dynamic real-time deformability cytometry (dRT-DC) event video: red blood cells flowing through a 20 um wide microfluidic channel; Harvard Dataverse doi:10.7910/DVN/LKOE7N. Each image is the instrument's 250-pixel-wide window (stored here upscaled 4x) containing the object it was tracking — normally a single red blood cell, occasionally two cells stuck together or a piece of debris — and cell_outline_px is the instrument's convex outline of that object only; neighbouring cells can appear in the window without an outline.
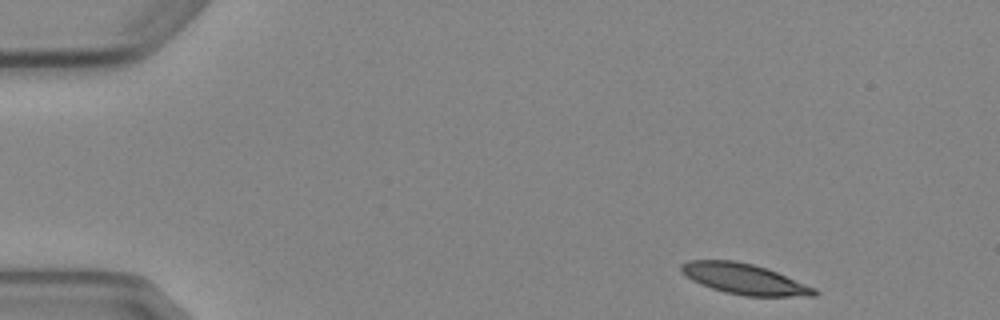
{"species": "Egyptian fruit bat (a non-hibernating species)", "species_latin": "Rousettus aegyptiacus", "temperature_condition": "cold", "stored_images_in_passage": 5, "camera_frame_rate_fps": 3000, "um_per_image_px": 0.085, "animal": {"sex": "female"}, "frame": {"image": 1, "passage_image": 1, "time_ms": 0.0, "image_size_px": [1000, 320], "cell_outline_px": [[820, 292], [816, 296], [744, 296], [724, 292], [700, 284], [692, 280], [680, 272], [680, 264], [688, 260], [736, 260], [768, 268], [816, 288]], "centroid_in_image_um": [63.27, 23.71], "position_along_channel_um": 21.7, "area_um2": 23.99}}
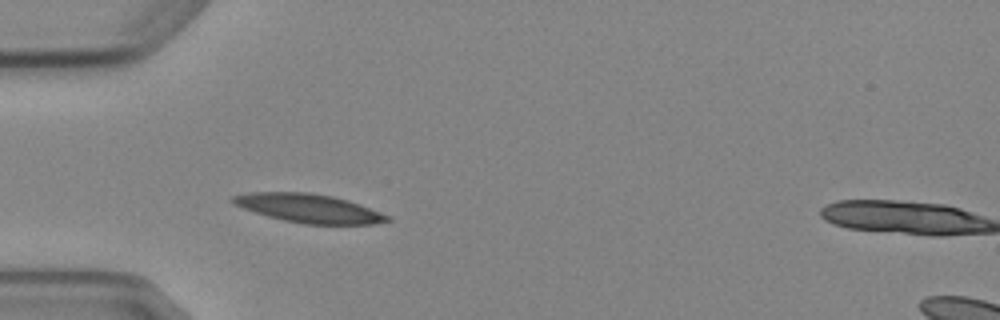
{"frame": {"image": 2, "passage_image": 4, "time_ms": 3.333, "image_size_px": [1000, 320], "cell_outline_px": [[392, 220], [372, 224], [304, 224], [284, 220], [268, 216], [232, 204], [228, 200], [232, 196], [248, 192], [312, 192], [332, 196], [348, 200], [360, 204], [388, 216]], "centroid_in_image_um": [26.2, 17.69], "position_along_channel_um": 58.8, "area_um2": 25.72}}